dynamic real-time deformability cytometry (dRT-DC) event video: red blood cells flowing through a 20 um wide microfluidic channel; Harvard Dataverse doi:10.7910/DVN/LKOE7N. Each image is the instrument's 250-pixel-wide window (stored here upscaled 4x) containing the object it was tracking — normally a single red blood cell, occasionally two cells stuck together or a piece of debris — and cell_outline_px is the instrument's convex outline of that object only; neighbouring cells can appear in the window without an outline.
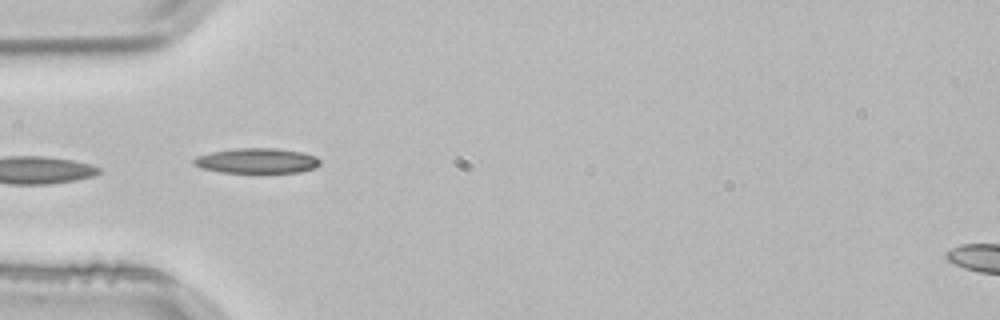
{"species": "common noctule bat (a hibernating species)", "species_latin": "Nyctalus noctula", "temperature_condition": "room temperature", "stored_images_in_passage": 3, "camera_frame_rate_fps": 3000, "um_per_image_px": 0.085, "animal": {"sex": "male", "body_mass_g": 21.5, "forearm_length_mm": 52.0}, "frame": {"image": 1, "passage_image": 3, "time_ms": 0.667, "image_size_px": [1000, 320], "cell_outline_px": [[320, 164], [312, 168], [300, 172], [220, 172], [200, 168], [192, 164], [192, 160], [196, 156], [212, 152], [236, 148], [276, 148], [300, 152], [316, 156], [320, 160]], "centroid_in_image_um": [21.78, 13.66], "position_along_channel_um": 63.2, "area_um2": 18.38}}